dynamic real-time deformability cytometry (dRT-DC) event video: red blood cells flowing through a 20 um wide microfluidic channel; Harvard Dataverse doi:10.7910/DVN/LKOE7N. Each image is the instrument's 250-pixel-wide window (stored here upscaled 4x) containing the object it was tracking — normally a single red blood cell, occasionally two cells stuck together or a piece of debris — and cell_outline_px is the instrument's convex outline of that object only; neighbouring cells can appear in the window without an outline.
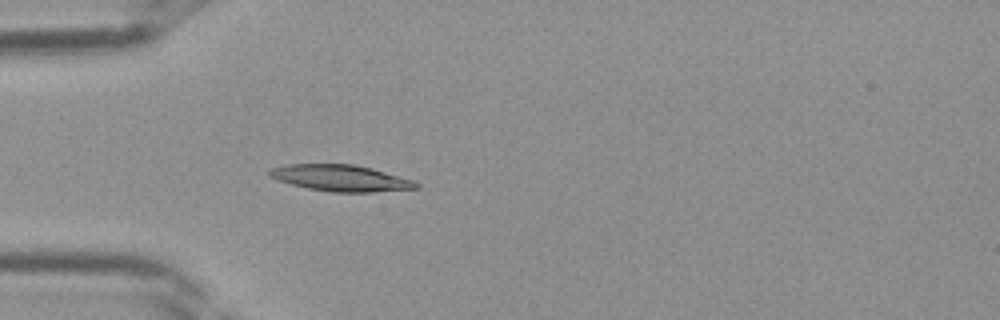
{"species": "Egyptian fruit bat (a non-hibernating species)", "species_latin": "Rousettus aegyptiacus", "temperature_condition": "room temperature", "stored_images_in_passage": 29, "camera_frame_rate_fps": 3000, "um_per_image_px": 0.085, "frame": {"image": 1, "passage_image": 2, "time_ms": 0.333, "image_size_px": [1000, 320], "cell_outline_px": [[420, 188], [372, 192], [332, 192], [308, 188], [276, 180], [268, 176], [268, 168], [284, 164], [352, 164], [372, 168], [416, 180], [420, 184]], "centroid_in_image_um": [28.97, 15.13], "position_along_channel_um": 56.0, "area_um2": 22.83}}
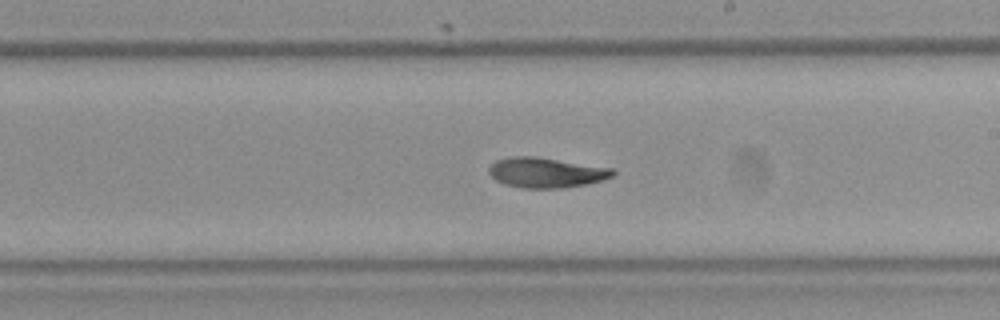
{"frame": {"image": 2, "passage_image": 13, "time_ms": 4.0, "image_size_px": [1000, 320], "cell_outline_px": [[616, 172], [612, 176], [588, 184], [564, 188], [520, 188], [504, 184], [496, 180], [488, 172], [488, 168], [496, 160], [512, 156], [536, 156], [612, 168]], "centroid_in_image_um": [46.4, 14.67], "position_along_channel_um": 242.6, "area_um2": 21.79}}
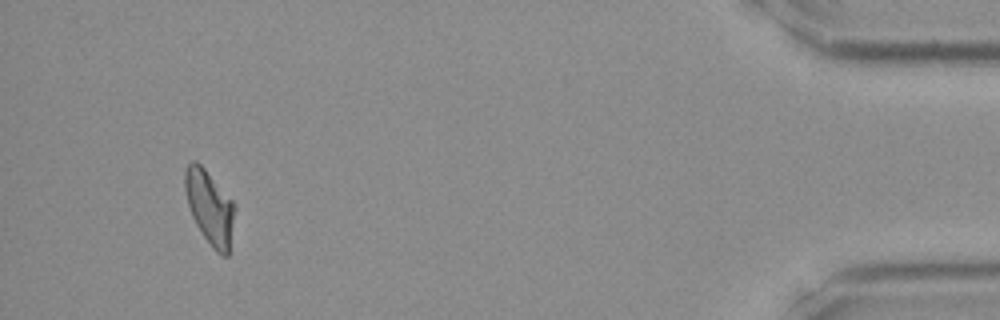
{"frame": {"image": 3, "passage_image": 27, "time_ms": 8.667, "image_size_px": [1000, 320], "cell_outline_px": [[236, 208], [228, 256], [220, 256], [212, 248], [196, 224], [192, 216], [188, 204], [184, 188], [184, 168], [192, 160], [196, 160], [204, 168], [232, 200]], "centroid_in_image_um": [17.82, 17.62], "position_along_channel_um": 417.4, "area_um2": 21.44}}